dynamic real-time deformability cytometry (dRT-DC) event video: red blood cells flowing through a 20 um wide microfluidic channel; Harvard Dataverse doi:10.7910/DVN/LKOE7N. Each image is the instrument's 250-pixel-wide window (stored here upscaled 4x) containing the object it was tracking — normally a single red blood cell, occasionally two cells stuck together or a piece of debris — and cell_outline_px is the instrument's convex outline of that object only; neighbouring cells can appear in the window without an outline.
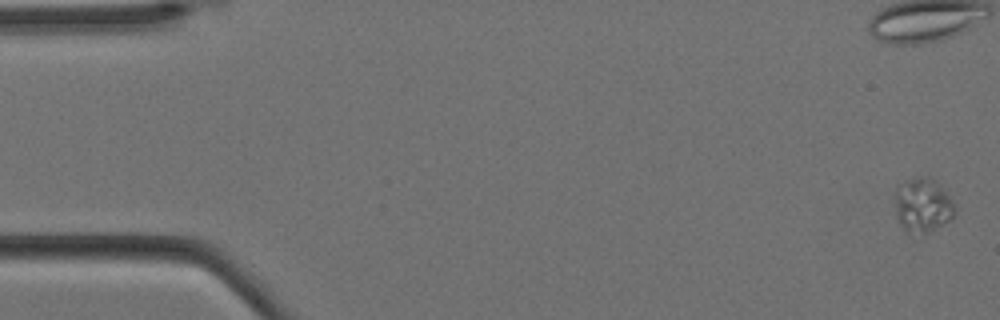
{"species": "Egyptian fruit bat (a non-hibernating species)", "species_latin": "Rousettus aegyptiacus", "temperature_condition": "cold", "stored_images_in_passage": 6, "camera_frame_rate_fps": 3000, "um_per_image_px": 0.085, "animal": {"sex": "female"}, "frame": {"image": 1, "passage_image": 1, "time_ms": 0.0, "image_size_px": [1000, 320], "cell_outline_px": [[956, 212], [948, 220], [924, 236], [904, 232], [896, 216], [896, 184], [904, 180], [916, 176], [928, 176], [936, 180], [944, 188], [956, 204]], "centroid_in_image_um": [78.43, 17.43], "position_along_channel_um": 6.6, "area_um2": 19.65}}